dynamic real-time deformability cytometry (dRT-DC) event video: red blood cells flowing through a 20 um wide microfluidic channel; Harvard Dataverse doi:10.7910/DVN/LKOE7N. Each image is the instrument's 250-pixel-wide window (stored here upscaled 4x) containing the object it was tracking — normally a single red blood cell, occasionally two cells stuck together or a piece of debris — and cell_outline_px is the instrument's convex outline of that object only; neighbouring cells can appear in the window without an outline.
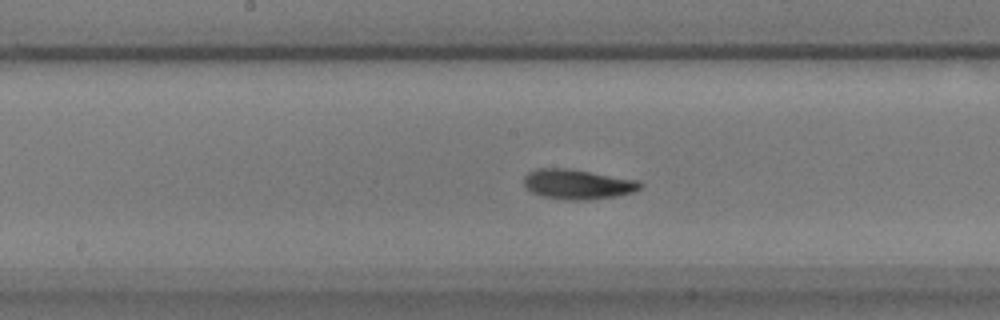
{"species": "common noctule bat (a hibernating species)", "species_latin": "Nyctalus noctula", "temperature_condition": "warm", "stored_images_in_passage": 38, "camera_frame_rate_fps": 3000, "um_per_image_px": 0.085, "animal": {"sex": "male", "body_mass_g": 17.9}, "frame": {"image": 1, "passage_image": 12, "time_ms": 3.667, "image_size_px": [1000, 320], "cell_outline_px": [[644, 184], [640, 188], [632, 192], [616, 196], [588, 200], [568, 200], [540, 196], [532, 192], [524, 184], [524, 176], [528, 172], [536, 168], [568, 168], [640, 180]], "centroid_in_image_um": [49.11, 15.65], "position_along_channel_um": 199.1, "area_um2": 20.4}}
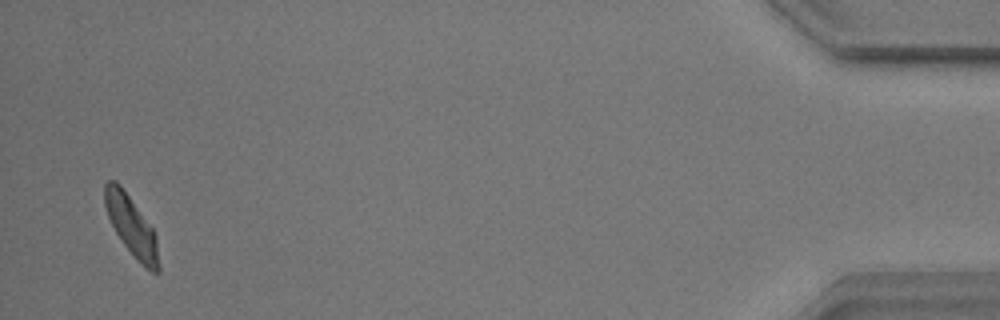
{"frame": {"image": 2, "passage_image": 37, "time_ms": 12.0, "image_size_px": [1000, 320], "cell_outline_px": [[160, 272], [152, 272], [124, 244], [116, 232], [108, 216], [104, 204], [104, 184], [108, 180], [116, 180], [120, 184], [152, 228], [156, 236], [160, 268]], "centroid_in_image_um": [11.16, 19.15], "position_along_channel_um": 424.0, "area_um2": 18.15}}